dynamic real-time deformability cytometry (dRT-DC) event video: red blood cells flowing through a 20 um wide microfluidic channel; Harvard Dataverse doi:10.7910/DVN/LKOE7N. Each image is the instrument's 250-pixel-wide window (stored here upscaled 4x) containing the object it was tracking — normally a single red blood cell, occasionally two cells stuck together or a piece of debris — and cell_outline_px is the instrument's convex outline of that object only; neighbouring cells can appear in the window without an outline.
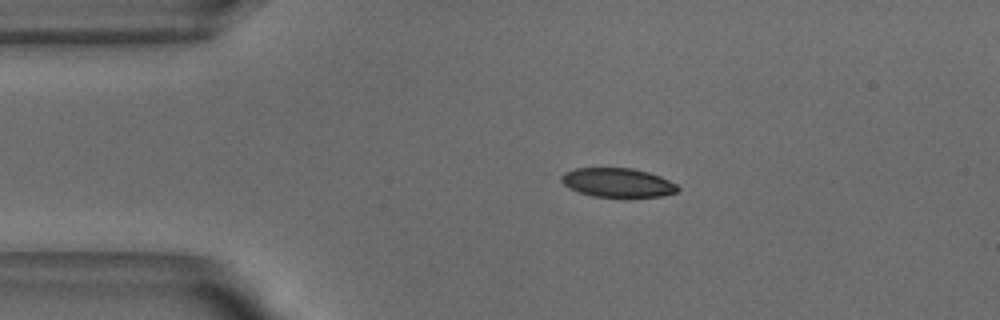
{"species": "common noctule bat (a hibernating species)", "species_latin": "Nyctalus noctula", "temperature_condition": "warm", "stored_images_in_passage": 43, "camera_frame_rate_fps": 3000, "um_per_image_px": 0.085, "animal": {"sex": "male", "body_mass_g": 18.8}, "frame": {"image": 1, "passage_image": 1, "time_ms": 0.0, "image_size_px": [1000, 320], "cell_outline_px": [[680, 188], [676, 192], [660, 196], [592, 196], [568, 188], [560, 180], [560, 176], [564, 172], [576, 168], [632, 168], [648, 172], [660, 176], [676, 184]], "centroid_in_image_um": [52.46, 15.5], "position_along_channel_um": 32.5, "area_um2": 19.48}}
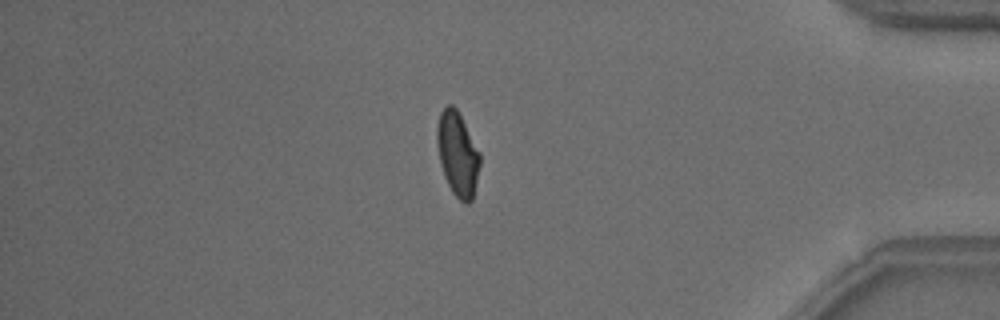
{"frame": {"image": 2, "passage_image": 35, "time_ms": 11.333, "image_size_px": [1000, 320], "cell_outline_px": [[480, 164], [472, 200], [468, 204], [464, 204], [452, 192], [444, 176], [440, 164], [436, 140], [436, 128], [440, 112], [448, 104], [452, 104], [456, 108], [480, 152]], "centroid_in_image_um": [38.88, 13.09], "position_along_channel_um": 396.3, "area_um2": 21.04}}
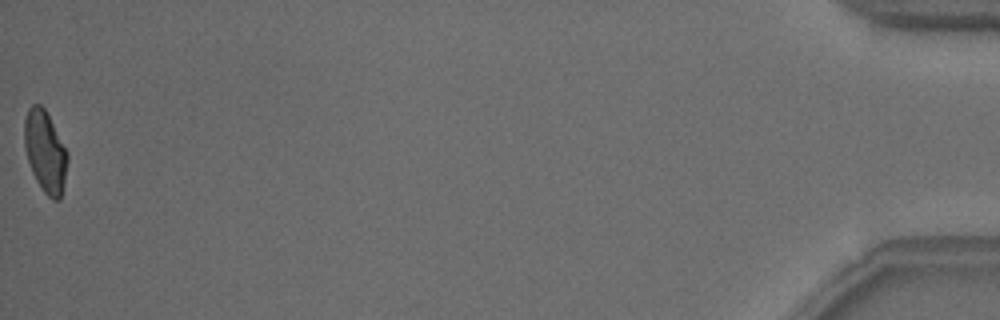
{"frame": {"image": 3, "passage_image": 43, "time_ms": 14.0, "image_size_px": [1000, 320], "cell_outline_px": [[68, 160], [60, 200], [52, 200], [44, 192], [36, 180], [32, 172], [24, 148], [24, 120], [28, 108], [32, 104], [40, 104], [44, 108], [68, 152]], "centroid_in_image_um": [3.83, 12.88], "position_along_channel_um": 431.4, "area_um2": 20.4}, "authors_computed_cell_mechanics": {"area_um2": 21.0392, "velocity_mm_per_s": 3.8377, "shape_relaxation_time_tau1_ms": 3.6738, "shape_relaxation_time_tau2_ms": 1.1996, "deformation_change_tau1": 0.1517, "deformation_change_tau2": 0.0581}}